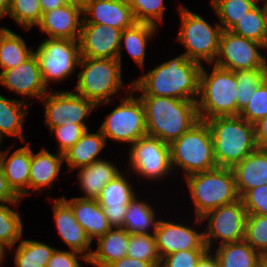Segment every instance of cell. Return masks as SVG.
Returning <instances> with one entry per match:
<instances>
[{"mask_svg": "<svg viewBox=\"0 0 267 267\" xmlns=\"http://www.w3.org/2000/svg\"><path fill=\"white\" fill-rule=\"evenodd\" d=\"M212 251L219 267H258L262 255L254 250L245 240L225 243Z\"/></svg>", "mask_w": 267, "mask_h": 267, "instance_id": "obj_33", "label": "cell"}, {"mask_svg": "<svg viewBox=\"0 0 267 267\" xmlns=\"http://www.w3.org/2000/svg\"><path fill=\"white\" fill-rule=\"evenodd\" d=\"M108 267H154L150 262L140 261L128 256L122 257L120 260L114 261Z\"/></svg>", "mask_w": 267, "mask_h": 267, "instance_id": "obj_50", "label": "cell"}, {"mask_svg": "<svg viewBox=\"0 0 267 267\" xmlns=\"http://www.w3.org/2000/svg\"><path fill=\"white\" fill-rule=\"evenodd\" d=\"M26 44L20 34L12 32L9 28L0 27L1 72L18 66L34 54L32 47L27 48Z\"/></svg>", "mask_w": 267, "mask_h": 267, "instance_id": "obj_32", "label": "cell"}, {"mask_svg": "<svg viewBox=\"0 0 267 267\" xmlns=\"http://www.w3.org/2000/svg\"><path fill=\"white\" fill-rule=\"evenodd\" d=\"M11 0H0V18L8 16Z\"/></svg>", "mask_w": 267, "mask_h": 267, "instance_id": "obj_53", "label": "cell"}, {"mask_svg": "<svg viewBox=\"0 0 267 267\" xmlns=\"http://www.w3.org/2000/svg\"><path fill=\"white\" fill-rule=\"evenodd\" d=\"M30 143L10 153L11 147L7 150H0V165L3 169L9 187L20 198L28 195V184L31 168V147ZM10 154V157H8Z\"/></svg>", "mask_w": 267, "mask_h": 267, "instance_id": "obj_22", "label": "cell"}, {"mask_svg": "<svg viewBox=\"0 0 267 267\" xmlns=\"http://www.w3.org/2000/svg\"><path fill=\"white\" fill-rule=\"evenodd\" d=\"M40 4L42 12L44 13L62 7L67 3L65 2V0H40Z\"/></svg>", "mask_w": 267, "mask_h": 267, "instance_id": "obj_52", "label": "cell"}, {"mask_svg": "<svg viewBox=\"0 0 267 267\" xmlns=\"http://www.w3.org/2000/svg\"><path fill=\"white\" fill-rule=\"evenodd\" d=\"M239 116L253 125L267 116V78L255 90Z\"/></svg>", "mask_w": 267, "mask_h": 267, "instance_id": "obj_43", "label": "cell"}, {"mask_svg": "<svg viewBox=\"0 0 267 267\" xmlns=\"http://www.w3.org/2000/svg\"><path fill=\"white\" fill-rule=\"evenodd\" d=\"M31 147V168L28 184V195L33 191L43 193L53 187L56 179H59V173L62 163L64 162V154L57 152L52 154L48 149L43 148L37 153H34Z\"/></svg>", "mask_w": 267, "mask_h": 267, "instance_id": "obj_24", "label": "cell"}, {"mask_svg": "<svg viewBox=\"0 0 267 267\" xmlns=\"http://www.w3.org/2000/svg\"><path fill=\"white\" fill-rule=\"evenodd\" d=\"M82 22L83 9L73 4H66L44 12L37 26L49 38L79 40Z\"/></svg>", "mask_w": 267, "mask_h": 267, "instance_id": "obj_21", "label": "cell"}, {"mask_svg": "<svg viewBox=\"0 0 267 267\" xmlns=\"http://www.w3.org/2000/svg\"><path fill=\"white\" fill-rule=\"evenodd\" d=\"M88 0H65L67 4H73L80 8H84Z\"/></svg>", "mask_w": 267, "mask_h": 267, "instance_id": "obj_54", "label": "cell"}, {"mask_svg": "<svg viewBox=\"0 0 267 267\" xmlns=\"http://www.w3.org/2000/svg\"><path fill=\"white\" fill-rule=\"evenodd\" d=\"M82 23H97L123 31L136 20L127 0H88L83 8Z\"/></svg>", "mask_w": 267, "mask_h": 267, "instance_id": "obj_19", "label": "cell"}, {"mask_svg": "<svg viewBox=\"0 0 267 267\" xmlns=\"http://www.w3.org/2000/svg\"><path fill=\"white\" fill-rule=\"evenodd\" d=\"M54 223L61 239L69 247L83 255L90 257L92 241L83 227L77 222L71 206L61 197L53 200Z\"/></svg>", "mask_w": 267, "mask_h": 267, "instance_id": "obj_20", "label": "cell"}, {"mask_svg": "<svg viewBox=\"0 0 267 267\" xmlns=\"http://www.w3.org/2000/svg\"><path fill=\"white\" fill-rule=\"evenodd\" d=\"M133 93L131 90L124 98L121 97L119 105L106 115L98 128L106 141L109 138L131 145L139 138L147 136L144 107L141 99Z\"/></svg>", "mask_w": 267, "mask_h": 267, "instance_id": "obj_9", "label": "cell"}, {"mask_svg": "<svg viewBox=\"0 0 267 267\" xmlns=\"http://www.w3.org/2000/svg\"><path fill=\"white\" fill-rule=\"evenodd\" d=\"M202 65L183 53L155 66L137 80H132V91L140 95L165 96L197 101Z\"/></svg>", "mask_w": 267, "mask_h": 267, "instance_id": "obj_1", "label": "cell"}, {"mask_svg": "<svg viewBox=\"0 0 267 267\" xmlns=\"http://www.w3.org/2000/svg\"><path fill=\"white\" fill-rule=\"evenodd\" d=\"M88 264V257L74 250L55 249L47 263V267H81L80 261Z\"/></svg>", "mask_w": 267, "mask_h": 267, "instance_id": "obj_47", "label": "cell"}, {"mask_svg": "<svg viewBox=\"0 0 267 267\" xmlns=\"http://www.w3.org/2000/svg\"><path fill=\"white\" fill-rule=\"evenodd\" d=\"M8 251H6V250H4L1 246H0V266H2V264L4 263V259L7 257L6 255V253H7Z\"/></svg>", "mask_w": 267, "mask_h": 267, "instance_id": "obj_55", "label": "cell"}, {"mask_svg": "<svg viewBox=\"0 0 267 267\" xmlns=\"http://www.w3.org/2000/svg\"><path fill=\"white\" fill-rule=\"evenodd\" d=\"M129 169L148 181H160L173 173L170 145L158 138L144 136L128 148ZM160 179V180H159Z\"/></svg>", "mask_w": 267, "mask_h": 267, "instance_id": "obj_12", "label": "cell"}, {"mask_svg": "<svg viewBox=\"0 0 267 267\" xmlns=\"http://www.w3.org/2000/svg\"><path fill=\"white\" fill-rule=\"evenodd\" d=\"M45 86L62 82L76 71L80 55L79 40L47 38L34 51Z\"/></svg>", "mask_w": 267, "mask_h": 267, "instance_id": "obj_10", "label": "cell"}, {"mask_svg": "<svg viewBox=\"0 0 267 267\" xmlns=\"http://www.w3.org/2000/svg\"><path fill=\"white\" fill-rule=\"evenodd\" d=\"M77 169L78 183L81 191L84 192L80 197L89 199H97L107 183L122 173L112 162L105 159Z\"/></svg>", "mask_w": 267, "mask_h": 267, "instance_id": "obj_26", "label": "cell"}, {"mask_svg": "<svg viewBox=\"0 0 267 267\" xmlns=\"http://www.w3.org/2000/svg\"><path fill=\"white\" fill-rule=\"evenodd\" d=\"M30 106L23 99H9L0 95V145L5 136H13L20 141H26L23 123H25Z\"/></svg>", "mask_w": 267, "mask_h": 267, "instance_id": "obj_30", "label": "cell"}, {"mask_svg": "<svg viewBox=\"0 0 267 267\" xmlns=\"http://www.w3.org/2000/svg\"><path fill=\"white\" fill-rule=\"evenodd\" d=\"M159 27L149 24L136 22L132 27L126 28L121 33L119 54L117 60L122 62V49H126L131 59L142 69L145 65V55L147 43L157 35Z\"/></svg>", "mask_w": 267, "mask_h": 267, "instance_id": "obj_28", "label": "cell"}, {"mask_svg": "<svg viewBox=\"0 0 267 267\" xmlns=\"http://www.w3.org/2000/svg\"><path fill=\"white\" fill-rule=\"evenodd\" d=\"M247 211L241 199L228 205H222L207 212L203 217H195L194 223L207 222L204 229V243L212 250L225 243L239 242L244 240ZM213 245V246H212Z\"/></svg>", "mask_w": 267, "mask_h": 267, "instance_id": "obj_11", "label": "cell"}, {"mask_svg": "<svg viewBox=\"0 0 267 267\" xmlns=\"http://www.w3.org/2000/svg\"><path fill=\"white\" fill-rule=\"evenodd\" d=\"M145 111L147 136L171 144L200 119L195 101L139 95Z\"/></svg>", "mask_w": 267, "mask_h": 267, "instance_id": "obj_2", "label": "cell"}, {"mask_svg": "<svg viewBox=\"0 0 267 267\" xmlns=\"http://www.w3.org/2000/svg\"><path fill=\"white\" fill-rule=\"evenodd\" d=\"M19 202L0 203V246L4 250L13 248L23 236V222L20 213L9 205L17 207Z\"/></svg>", "mask_w": 267, "mask_h": 267, "instance_id": "obj_35", "label": "cell"}, {"mask_svg": "<svg viewBox=\"0 0 267 267\" xmlns=\"http://www.w3.org/2000/svg\"><path fill=\"white\" fill-rule=\"evenodd\" d=\"M237 79V115L249 103L258 86L267 78V68L234 71Z\"/></svg>", "mask_w": 267, "mask_h": 267, "instance_id": "obj_38", "label": "cell"}, {"mask_svg": "<svg viewBox=\"0 0 267 267\" xmlns=\"http://www.w3.org/2000/svg\"><path fill=\"white\" fill-rule=\"evenodd\" d=\"M78 67L81 71L77 74L74 92L98 107L110 104L120 89H125V93L132 90L133 81L127 88L123 85L122 63L117 59L81 57Z\"/></svg>", "mask_w": 267, "mask_h": 267, "instance_id": "obj_4", "label": "cell"}, {"mask_svg": "<svg viewBox=\"0 0 267 267\" xmlns=\"http://www.w3.org/2000/svg\"><path fill=\"white\" fill-rule=\"evenodd\" d=\"M258 3L230 29L231 32L261 43L266 48V18Z\"/></svg>", "mask_w": 267, "mask_h": 267, "instance_id": "obj_37", "label": "cell"}, {"mask_svg": "<svg viewBox=\"0 0 267 267\" xmlns=\"http://www.w3.org/2000/svg\"><path fill=\"white\" fill-rule=\"evenodd\" d=\"M16 248L14 264L16 267H47V263L56 248L37 240L21 239Z\"/></svg>", "mask_w": 267, "mask_h": 267, "instance_id": "obj_34", "label": "cell"}, {"mask_svg": "<svg viewBox=\"0 0 267 267\" xmlns=\"http://www.w3.org/2000/svg\"><path fill=\"white\" fill-rule=\"evenodd\" d=\"M209 249H190L171 253L161 259L160 267H196Z\"/></svg>", "mask_w": 267, "mask_h": 267, "instance_id": "obj_45", "label": "cell"}, {"mask_svg": "<svg viewBox=\"0 0 267 267\" xmlns=\"http://www.w3.org/2000/svg\"><path fill=\"white\" fill-rule=\"evenodd\" d=\"M0 85L25 96L26 99L23 101L30 105L32 104L28 103L29 99L33 97L41 99L49 92L43 82L35 54L18 66L0 72Z\"/></svg>", "mask_w": 267, "mask_h": 267, "instance_id": "obj_16", "label": "cell"}, {"mask_svg": "<svg viewBox=\"0 0 267 267\" xmlns=\"http://www.w3.org/2000/svg\"><path fill=\"white\" fill-rule=\"evenodd\" d=\"M244 240L262 256H267V215L247 214Z\"/></svg>", "mask_w": 267, "mask_h": 267, "instance_id": "obj_41", "label": "cell"}, {"mask_svg": "<svg viewBox=\"0 0 267 267\" xmlns=\"http://www.w3.org/2000/svg\"><path fill=\"white\" fill-rule=\"evenodd\" d=\"M178 223L159 219L156 231V247L160 258L181 250L208 249L204 243L203 231Z\"/></svg>", "mask_w": 267, "mask_h": 267, "instance_id": "obj_15", "label": "cell"}, {"mask_svg": "<svg viewBox=\"0 0 267 267\" xmlns=\"http://www.w3.org/2000/svg\"><path fill=\"white\" fill-rule=\"evenodd\" d=\"M72 208L77 222L83 227L88 237L93 240L111 229L103 208L97 199L62 197Z\"/></svg>", "mask_w": 267, "mask_h": 267, "instance_id": "obj_25", "label": "cell"}, {"mask_svg": "<svg viewBox=\"0 0 267 267\" xmlns=\"http://www.w3.org/2000/svg\"><path fill=\"white\" fill-rule=\"evenodd\" d=\"M178 11L181 24L177 40L186 49L183 54L201 65L203 62L214 64L219 51L221 25L216 23L212 26L201 15L192 12L183 4H180Z\"/></svg>", "mask_w": 267, "mask_h": 267, "instance_id": "obj_8", "label": "cell"}, {"mask_svg": "<svg viewBox=\"0 0 267 267\" xmlns=\"http://www.w3.org/2000/svg\"><path fill=\"white\" fill-rule=\"evenodd\" d=\"M218 167L232 168L258 146L255 126L241 116H218L206 120Z\"/></svg>", "mask_w": 267, "mask_h": 267, "instance_id": "obj_3", "label": "cell"}, {"mask_svg": "<svg viewBox=\"0 0 267 267\" xmlns=\"http://www.w3.org/2000/svg\"><path fill=\"white\" fill-rule=\"evenodd\" d=\"M231 169L241 198L248 190L267 184V149L257 148Z\"/></svg>", "mask_w": 267, "mask_h": 267, "instance_id": "obj_23", "label": "cell"}, {"mask_svg": "<svg viewBox=\"0 0 267 267\" xmlns=\"http://www.w3.org/2000/svg\"><path fill=\"white\" fill-rule=\"evenodd\" d=\"M264 1L265 2L263 3V9H264L265 18H266V50H267V0H264Z\"/></svg>", "mask_w": 267, "mask_h": 267, "instance_id": "obj_56", "label": "cell"}, {"mask_svg": "<svg viewBox=\"0 0 267 267\" xmlns=\"http://www.w3.org/2000/svg\"><path fill=\"white\" fill-rule=\"evenodd\" d=\"M122 30L97 23H82L81 57L117 59Z\"/></svg>", "mask_w": 267, "mask_h": 267, "instance_id": "obj_17", "label": "cell"}, {"mask_svg": "<svg viewBox=\"0 0 267 267\" xmlns=\"http://www.w3.org/2000/svg\"><path fill=\"white\" fill-rule=\"evenodd\" d=\"M129 233L123 228H111L97 238V248L92 250L88 264L96 267H108L114 261L127 255Z\"/></svg>", "mask_w": 267, "mask_h": 267, "instance_id": "obj_27", "label": "cell"}, {"mask_svg": "<svg viewBox=\"0 0 267 267\" xmlns=\"http://www.w3.org/2000/svg\"><path fill=\"white\" fill-rule=\"evenodd\" d=\"M209 73L202 64L196 101L199 119L237 116V79L234 71L212 64Z\"/></svg>", "mask_w": 267, "mask_h": 267, "instance_id": "obj_5", "label": "cell"}, {"mask_svg": "<svg viewBox=\"0 0 267 267\" xmlns=\"http://www.w3.org/2000/svg\"><path fill=\"white\" fill-rule=\"evenodd\" d=\"M87 129L88 126L86 124L65 123V125L62 124L49 131L51 134L55 133L59 144L57 152L64 154L81 138Z\"/></svg>", "mask_w": 267, "mask_h": 267, "instance_id": "obj_44", "label": "cell"}, {"mask_svg": "<svg viewBox=\"0 0 267 267\" xmlns=\"http://www.w3.org/2000/svg\"><path fill=\"white\" fill-rule=\"evenodd\" d=\"M51 89L41 98L45 111L43 123L50 130L65 123L85 124L84 119L97 107L93 101L73 91Z\"/></svg>", "mask_w": 267, "mask_h": 267, "instance_id": "obj_14", "label": "cell"}, {"mask_svg": "<svg viewBox=\"0 0 267 267\" xmlns=\"http://www.w3.org/2000/svg\"><path fill=\"white\" fill-rule=\"evenodd\" d=\"M254 126L258 148L267 149V116L254 124Z\"/></svg>", "mask_w": 267, "mask_h": 267, "instance_id": "obj_49", "label": "cell"}, {"mask_svg": "<svg viewBox=\"0 0 267 267\" xmlns=\"http://www.w3.org/2000/svg\"><path fill=\"white\" fill-rule=\"evenodd\" d=\"M132 186L130 180L122 172L107 183L97 198L111 228L123 227L128 204L136 195V190Z\"/></svg>", "mask_w": 267, "mask_h": 267, "instance_id": "obj_18", "label": "cell"}, {"mask_svg": "<svg viewBox=\"0 0 267 267\" xmlns=\"http://www.w3.org/2000/svg\"><path fill=\"white\" fill-rule=\"evenodd\" d=\"M170 156L173 171L179 170L180 167L184 178L193 173L216 168L211 130L206 121L200 120L174 140L170 144Z\"/></svg>", "mask_w": 267, "mask_h": 267, "instance_id": "obj_7", "label": "cell"}, {"mask_svg": "<svg viewBox=\"0 0 267 267\" xmlns=\"http://www.w3.org/2000/svg\"><path fill=\"white\" fill-rule=\"evenodd\" d=\"M20 199L9 187L3 169L0 165V203L19 202Z\"/></svg>", "mask_w": 267, "mask_h": 267, "instance_id": "obj_48", "label": "cell"}, {"mask_svg": "<svg viewBox=\"0 0 267 267\" xmlns=\"http://www.w3.org/2000/svg\"><path fill=\"white\" fill-rule=\"evenodd\" d=\"M258 267H267V256H262L259 263Z\"/></svg>", "mask_w": 267, "mask_h": 267, "instance_id": "obj_57", "label": "cell"}, {"mask_svg": "<svg viewBox=\"0 0 267 267\" xmlns=\"http://www.w3.org/2000/svg\"><path fill=\"white\" fill-rule=\"evenodd\" d=\"M196 267H219L216 255L208 250L199 260Z\"/></svg>", "mask_w": 267, "mask_h": 267, "instance_id": "obj_51", "label": "cell"}, {"mask_svg": "<svg viewBox=\"0 0 267 267\" xmlns=\"http://www.w3.org/2000/svg\"><path fill=\"white\" fill-rule=\"evenodd\" d=\"M195 208V217L240 199L231 168L216 167L184 178Z\"/></svg>", "mask_w": 267, "mask_h": 267, "instance_id": "obj_6", "label": "cell"}, {"mask_svg": "<svg viewBox=\"0 0 267 267\" xmlns=\"http://www.w3.org/2000/svg\"><path fill=\"white\" fill-rule=\"evenodd\" d=\"M153 207L135 195L128 204L122 228L129 234H154L159 220Z\"/></svg>", "mask_w": 267, "mask_h": 267, "instance_id": "obj_31", "label": "cell"}, {"mask_svg": "<svg viewBox=\"0 0 267 267\" xmlns=\"http://www.w3.org/2000/svg\"><path fill=\"white\" fill-rule=\"evenodd\" d=\"M127 255L130 258L150 262L154 267H160L161 258L156 247L154 234H129Z\"/></svg>", "mask_w": 267, "mask_h": 267, "instance_id": "obj_39", "label": "cell"}, {"mask_svg": "<svg viewBox=\"0 0 267 267\" xmlns=\"http://www.w3.org/2000/svg\"><path fill=\"white\" fill-rule=\"evenodd\" d=\"M42 15L40 0H11L8 16L26 31L37 26Z\"/></svg>", "mask_w": 267, "mask_h": 267, "instance_id": "obj_40", "label": "cell"}, {"mask_svg": "<svg viewBox=\"0 0 267 267\" xmlns=\"http://www.w3.org/2000/svg\"><path fill=\"white\" fill-rule=\"evenodd\" d=\"M88 131L87 129L81 138L64 153V162L70 171L102 159L98 156L106 146V138L99 129L96 133Z\"/></svg>", "mask_w": 267, "mask_h": 267, "instance_id": "obj_29", "label": "cell"}, {"mask_svg": "<svg viewBox=\"0 0 267 267\" xmlns=\"http://www.w3.org/2000/svg\"><path fill=\"white\" fill-rule=\"evenodd\" d=\"M261 0H210L222 30H230Z\"/></svg>", "mask_w": 267, "mask_h": 267, "instance_id": "obj_36", "label": "cell"}, {"mask_svg": "<svg viewBox=\"0 0 267 267\" xmlns=\"http://www.w3.org/2000/svg\"><path fill=\"white\" fill-rule=\"evenodd\" d=\"M261 49L266 50L261 43L222 30L214 65L231 71L267 68V58Z\"/></svg>", "mask_w": 267, "mask_h": 267, "instance_id": "obj_13", "label": "cell"}, {"mask_svg": "<svg viewBox=\"0 0 267 267\" xmlns=\"http://www.w3.org/2000/svg\"><path fill=\"white\" fill-rule=\"evenodd\" d=\"M136 22L149 23L159 27L163 23L166 6L164 0H127Z\"/></svg>", "mask_w": 267, "mask_h": 267, "instance_id": "obj_42", "label": "cell"}, {"mask_svg": "<svg viewBox=\"0 0 267 267\" xmlns=\"http://www.w3.org/2000/svg\"><path fill=\"white\" fill-rule=\"evenodd\" d=\"M240 199L247 214L267 215V184L248 190Z\"/></svg>", "mask_w": 267, "mask_h": 267, "instance_id": "obj_46", "label": "cell"}]
</instances>
